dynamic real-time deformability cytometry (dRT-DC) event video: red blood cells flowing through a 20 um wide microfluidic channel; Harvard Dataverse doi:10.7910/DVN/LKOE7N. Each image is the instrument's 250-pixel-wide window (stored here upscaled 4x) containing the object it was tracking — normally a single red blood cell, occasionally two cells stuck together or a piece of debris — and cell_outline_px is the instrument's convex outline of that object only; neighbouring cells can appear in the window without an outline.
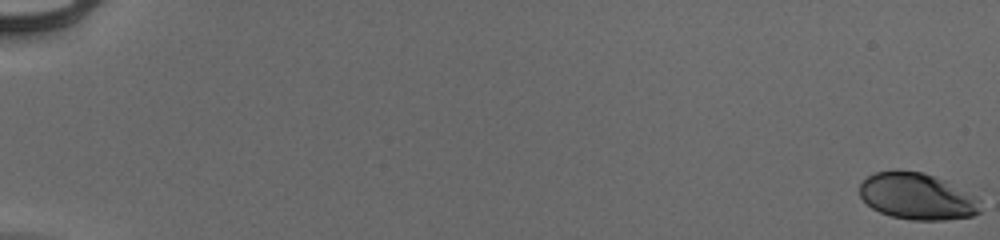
{"species": "human", "species_latin": "Homo sapiens", "temperature_condition": "cold", "stored_images_in_passage": 56, "camera_frame_rate_fps": 3000, "um_per_image_px": 0.085, "donor": {"sex": "male"}, "frame": {"image": 1, "passage_image": 1, "time_ms": 0.0, "image_size_px": [1000, 240], "cell_outline_px": [[980, 212], [972, 216], [944, 220], [912, 220], [892, 216], [880, 212], [872, 208], [860, 196], [860, 184], [868, 176], [876, 172], [896, 168], [924, 172], [944, 180], [976, 196], [980, 200]], "centroid_in_image_um": [77.95, 16.67], "position_along_channel_um": 7.0, "area_um2": 33.0}}
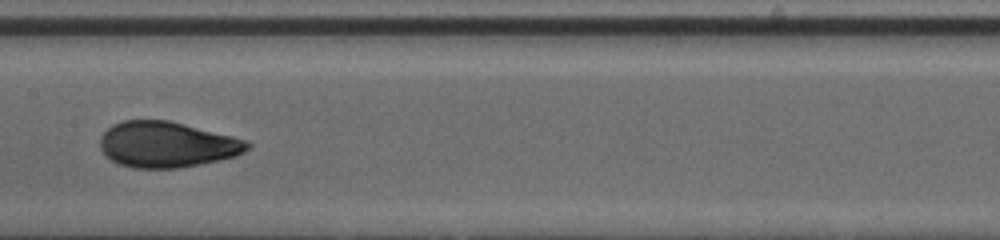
{"frame": {"image": 2, "passage_image": 32, "time_ms": 10.333, "image_size_px": [1000, 240], "cell_outline_px": [[252, 144], [244, 152], [236, 156], [220, 160], [176, 168], [136, 168], [120, 164], [112, 160], [100, 148], [100, 136], [112, 124], [124, 120], [168, 120], [248, 140]], "centroid_in_image_um": [14.19, 12.28], "position_along_channel_um": 193.2, "area_um2": 39.07}}
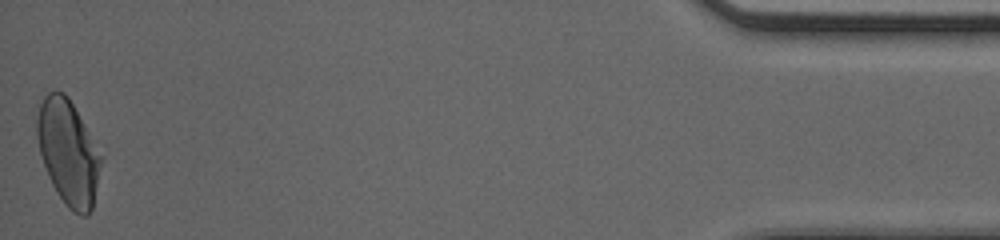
{"frame": {"image": 3, "passage_image": 56, "time_ms": 18.333, "image_size_px": [1000, 240], "cell_outline_px": [[104, 156], [92, 208], [88, 216], [80, 216], [72, 212], [64, 204], [56, 192], [48, 176], [40, 152], [36, 136], [36, 116], [40, 104], [44, 96], [48, 92], [64, 92], [68, 96]], "centroid_in_image_um": [5.82, 12.97], "position_along_channel_um": 429.4, "area_um2": 39.59}, "authors_computed_cell_mechanics": {"area_um2": 38.0324, "velocity_mm_per_s": 3.9514, "shape_relaxation_time_tau1_ms": 4.7534, "shape_relaxation_time_tau2_ms": null, "deformation_change_tau1": 0.1734, "deformation_change_tau2": null}}